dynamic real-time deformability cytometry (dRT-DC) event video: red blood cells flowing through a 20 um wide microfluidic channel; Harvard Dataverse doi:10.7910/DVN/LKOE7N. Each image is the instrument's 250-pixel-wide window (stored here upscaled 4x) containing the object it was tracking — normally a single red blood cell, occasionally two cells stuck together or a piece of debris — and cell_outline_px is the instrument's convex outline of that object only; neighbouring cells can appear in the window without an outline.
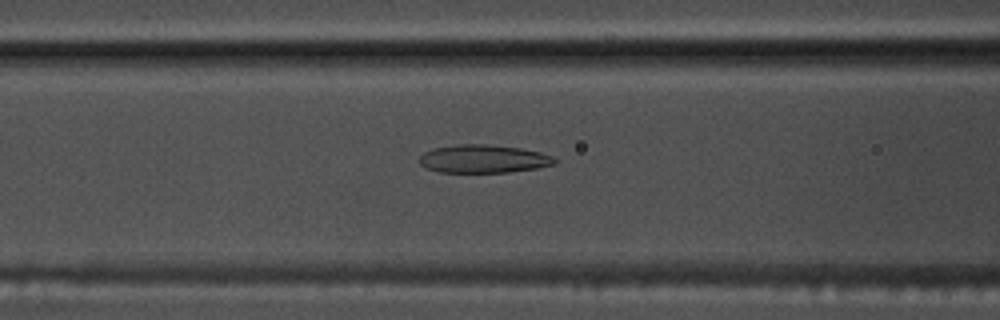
{"species": "common noctule bat (a hibernating species)", "species_latin": "Nyctalus noctula", "temperature_condition": "warm", "stored_images_in_passage": 54, "camera_frame_rate_fps": 3000, "um_per_image_px": 0.085, "animal": {"sex": "male", "body_mass_g": 17.5, "forearm_length_mm": 52.3}, "frame": {"image": 1, "passage_image": 22, "time_ms": 7.0, "image_size_px": [1000, 320], "cell_outline_px": [[556, 164], [536, 168], [508, 172], [440, 172], [428, 168], [420, 164], [420, 156], [424, 152], [432, 148], [460, 144], [484, 144], [520, 148], [540, 152], [556, 156]], "centroid_in_image_um": [41.12, 13.5], "position_along_channel_um": 125.5, "area_um2": 22.14}}
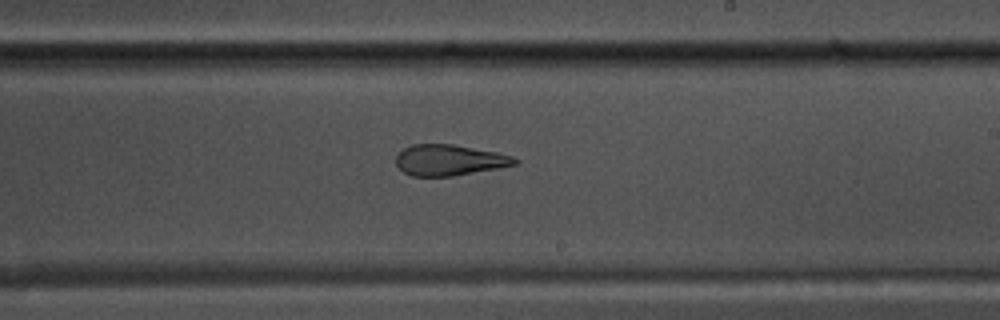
{"frame": {"image": 2, "passage_image": 32, "time_ms": 10.333, "image_size_px": [1000, 320], "cell_outline_px": [[520, 160], [516, 164], [496, 168], [452, 176], [412, 176], [404, 172], [396, 164], [396, 156], [404, 148], [412, 144], [452, 144], [496, 152], [512, 156]], "centroid_in_image_um": [38.17, 13.6], "position_along_channel_um": 250.8, "area_um2": 21.15}}
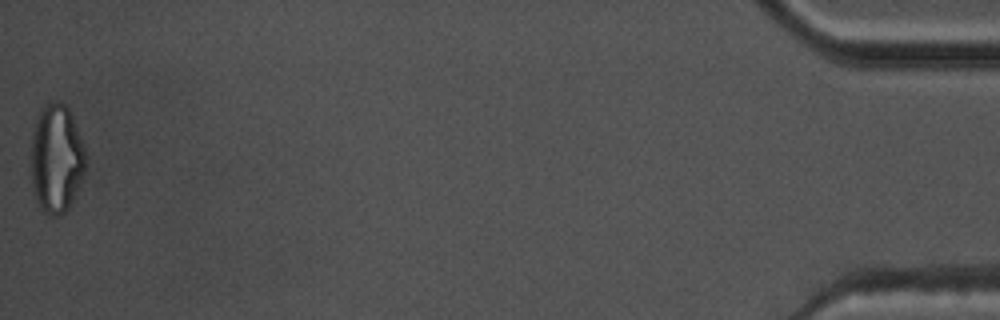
{"frame": {"image": 3, "passage_image": 54, "time_ms": 17.667, "image_size_px": [1000, 320], "cell_outline_px": [[88, 160], [84, 172], [72, 200], [68, 208], [60, 216], [48, 216], [44, 212], [36, 200], [32, 184], [28, 156], [32, 132], [36, 116], [40, 108], [52, 100], [60, 100], [68, 108], [72, 116], [84, 144], [88, 156]], "centroid_in_image_um": [4.76, 13.44], "position_along_channel_um": 430.4, "area_um2": 35.72}, "authors_computed_cell_mechanics": {"area_um2": 24.276, "velocity_mm_per_s": 3.7715, "shape_relaxation_time_tau1_ms": 8.2014, "shape_relaxation_time_tau2_ms": 2.061, "deformation_change_tau1": 0.26, "deformation_change_tau2": 0.1173}}